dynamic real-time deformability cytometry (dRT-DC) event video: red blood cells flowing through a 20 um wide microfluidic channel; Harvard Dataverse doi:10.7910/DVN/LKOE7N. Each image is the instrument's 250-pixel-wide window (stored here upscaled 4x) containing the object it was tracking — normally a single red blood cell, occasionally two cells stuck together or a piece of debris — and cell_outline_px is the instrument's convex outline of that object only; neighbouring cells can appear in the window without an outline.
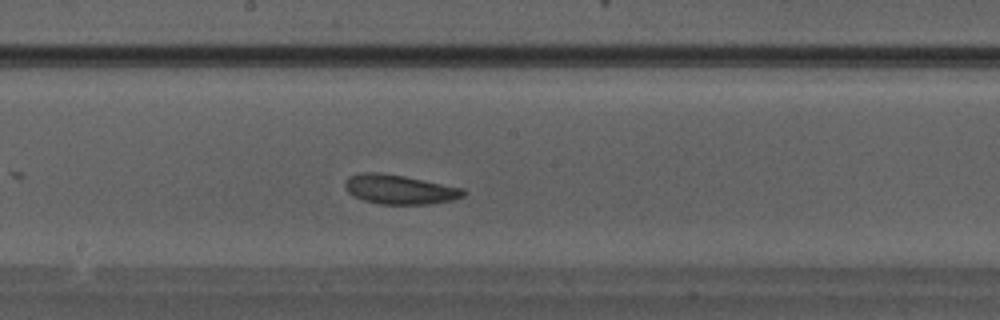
{"species": "Egyptian fruit bat (a non-hibernating species)", "species_latin": "Rousettus aegyptiacus", "temperature_condition": "warm", "stored_images_in_passage": 28, "camera_frame_rate_fps": 3000, "um_per_image_px": 0.085, "animal": {"sex": "male"}, "frame": {"image": 1, "passage_image": 13, "time_ms": 4.0, "image_size_px": [1000, 320], "cell_outline_px": [[468, 192], [464, 196], [452, 200], [428, 204], [380, 204], [364, 200], [352, 196], [344, 188], [344, 180], [348, 176], [360, 172], [380, 172], [404, 176], [464, 188]], "centroid_in_image_um": [33.93, 16.09], "position_along_channel_um": 214.3, "area_um2": 20.52}}